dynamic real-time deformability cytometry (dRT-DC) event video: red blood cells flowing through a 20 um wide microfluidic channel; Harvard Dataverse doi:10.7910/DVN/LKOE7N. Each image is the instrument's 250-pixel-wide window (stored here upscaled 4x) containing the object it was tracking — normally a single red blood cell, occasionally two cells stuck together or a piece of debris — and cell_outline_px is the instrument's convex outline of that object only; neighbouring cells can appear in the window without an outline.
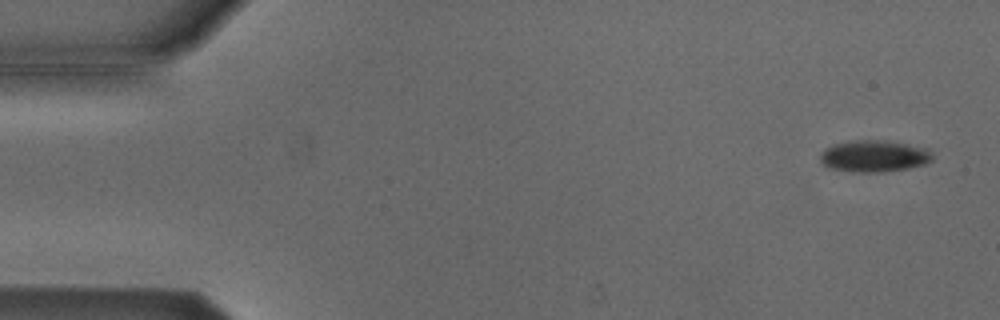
{"species": "Egyptian fruit bat (a non-hibernating species)", "species_latin": "Rousettus aegyptiacus", "temperature_condition": "cold", "stored_images_in_passage": 54, "camera_frame_rate_fps": 3000, "um_per_image_px": 0.085, "animal": {"sex": "male"}, "frame": {"image": 1, "passage_image": 3, "time_ms": 0.667, "image_size_px": [1000, 320], "cell_outline_px": [[932, 160], [924, 164], [908, 168], [884, 172], [860, 172], [828, 168], [820, 160], [820, 152], [824, 148], [832, 144], [852, 140], [880, 140], [928, 148], [932, 152]], "centroid_in_image_um": [74.26, 13.26], "position_along_channel_um": 10.7, "area_um2": 20.75}}
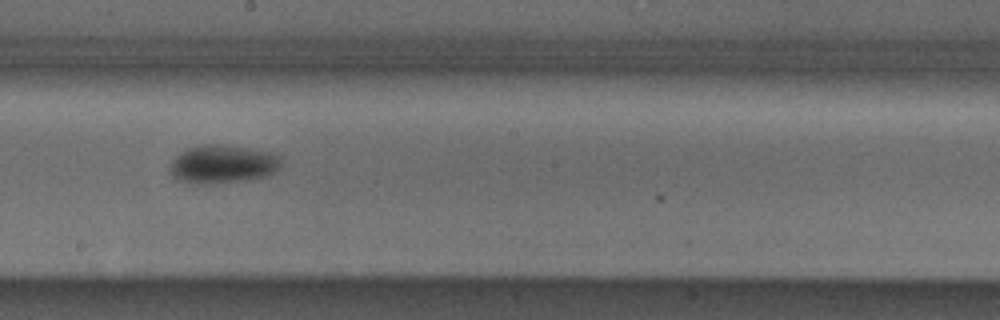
{"frame": {"image": 2, "passage_image": 30, "time_ms": 9.667, "image_size_px": [1000, 320], "cell_outline_px": [[284, 156], [280, 168], [268, 176], [248, 180], [212, 184], [196, 184], [176, 180], [168, 172], [168, 168], [172, 160], [184, 148], [200, 144], [224, 144], [280, 152]], "centroid_in_image_um": [18.97, 13.93], "position_along_channel_um": 229.2, "area_um2": 26.13}}
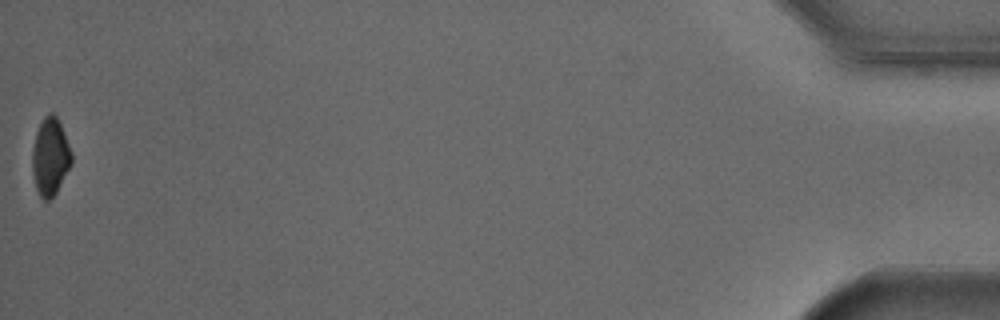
{"frame": {"image": 3, "passage_image": 54, "time_ms": 17.667, "image_size_px": [1000, 320], "cell_outline_px": [[72, 164], [56, 192], [48, 200], [44, 200], [40, 196], [36, 188], [32, 172], [32, 152], [36, 132], [44, 116], [48, 112], [52, 112], [56, 116], [60, 124], [72, 152]], "centroid_in_image_um": [4.27, 13.31], "position_along_channel_um": 430.9, "area_um2": 17.63}, "authors_computed_cell_mechanics": {"area_um2": 21.4438, "velocity_mm_per_s": 3.8112, "shape_relaxation_time_tau1_ms": 2.4548, "shape_relaxation_time_tau2_ms": null, "deformation_change_tau1": 0.0615, "deformation_change_tau2": null}}